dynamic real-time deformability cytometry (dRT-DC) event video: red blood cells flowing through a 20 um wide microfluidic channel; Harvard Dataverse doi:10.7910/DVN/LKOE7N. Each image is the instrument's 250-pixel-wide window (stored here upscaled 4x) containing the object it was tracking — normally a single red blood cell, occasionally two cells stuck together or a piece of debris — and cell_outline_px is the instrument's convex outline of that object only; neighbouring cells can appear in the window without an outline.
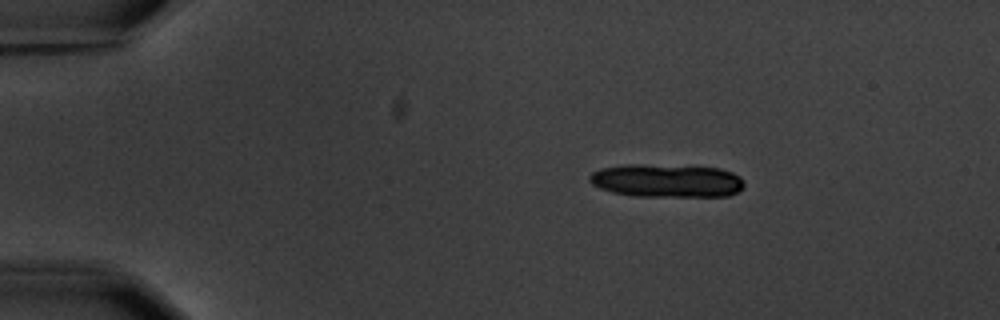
{"species": "common noctule bat (a hibernating species)", "species_latin": "Nyctalus noctula", "temperature_condition": "warm", "stored_images_in_passage": 7, "segment_of_instrument_passage": [1, 2], "camera_frame_rate_fps": 3000, "um_per_image_px": 0.085, "animal": {"sex": "male", "body_mass_g": 20.1, "forearm_length_mm": 53.5}, "frame": {"image": 1, "passage_image": 2, "time_ms": 1.0, "image_size_px": [1000, 320], "cell_outline_px": [[744, 188], [740, 192], [728, 196], [636, 196], [612, 192], [600, 188], [592, 184], [588, 180], [588, 176], [592, 172], [600, 168], [624, 164], [640, 164], [720, 168], [732, 172], [740, 176], [744, 180]], "centroid_in_image_um": [56.68, 15.36], "position_along_channel_um": 28.3, "area_um2": 30.23}}